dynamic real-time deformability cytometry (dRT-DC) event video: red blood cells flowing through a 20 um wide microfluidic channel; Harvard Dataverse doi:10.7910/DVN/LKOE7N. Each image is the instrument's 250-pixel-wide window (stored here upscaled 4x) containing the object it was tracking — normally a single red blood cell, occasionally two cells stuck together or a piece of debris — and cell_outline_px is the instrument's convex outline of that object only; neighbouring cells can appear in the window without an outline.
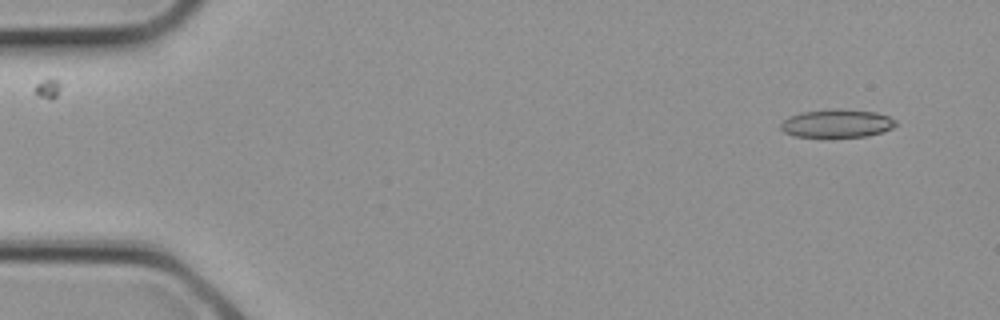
{"species": "common noctule bat (a hibernating species)", "species_latin": "Nyctalus noctula", "temperature_condition": "cold", "stored_images_in_passage": 3, "camera_frame_rate_fps": 3000, "um_per_image_px": 0.085, "animal": {"sex": "female", "body_mass_g": 21.9}, "frame": {"image": 1, "passage_image": 1, "time_ms": 0.0, "image_size_px": [1000, 320], "cell_outline_px": [[896, 124], [892, 128], [868, 136], [796, 136], [784, 132], [780, 128], [780, 124], [788, 116], [800, 112], [828, 108], [832, 108], [876, 112], [888, 116], [896, 120]], "centroid_in_image_um": [71.11, 10.46], "position_along_channel_um": 13.9, "area_um2": 18.79}}
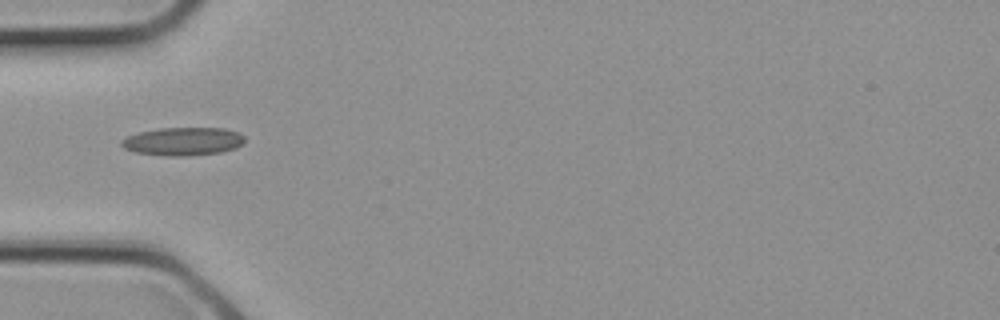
{"frame": {"image": 2, "passage_image": 3, "time_ms": 0.667, "image_size_px": [1000, 320], "cell_outline_px": [[244, 144], [236, 148], [220, 152], [184, 156], [168, 156], [136, 152], [124, 148], [120, 144], [120, 140], [136, 132], [160, 128], [224, 128], [236, 132], [244, 136]], "centroid_in_image_um": [15.54, 12.01], "position_along_channel_um": 69.5, "area_um2": 20.23}}